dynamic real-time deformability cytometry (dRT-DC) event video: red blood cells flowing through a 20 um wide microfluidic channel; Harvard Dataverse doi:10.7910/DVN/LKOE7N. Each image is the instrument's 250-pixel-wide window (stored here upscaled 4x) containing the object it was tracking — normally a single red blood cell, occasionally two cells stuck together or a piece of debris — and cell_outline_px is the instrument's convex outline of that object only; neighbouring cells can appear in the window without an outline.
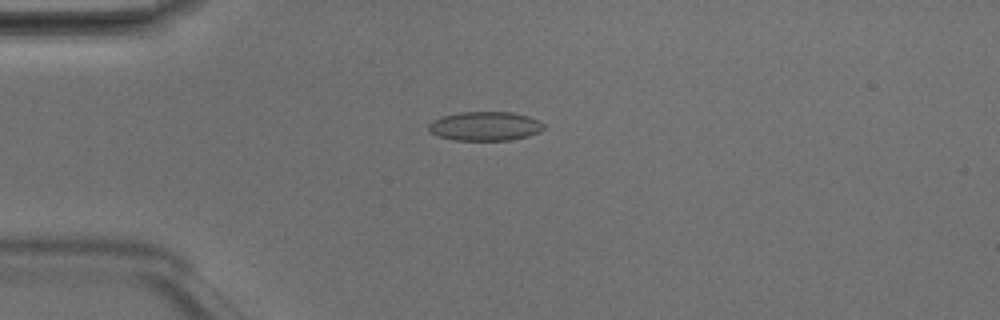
{"species": "Egyptian fruit bat (a non-hibernating species)", "species_latin": "Rousettus aegyptiacus", "temperature_condition": "room temperature", "stored_images_in_passage": 5, "camera_frame_rate_fps": 3000, "um_per_image_px": 0.085, "animal": {"sex": "male"}, "frame": {"image": 1, "passage_image": 3, "time_ms": 0.667, "image_size_px": [1000, 320], "cell_outline_px": [[544, 128], [528, 136], [512, 140], [452, 140], [440, 136], [432, 132], [428, 128], [428, 124], [432, 120], [444, 116], [460, 112], [512, 112], [528, 116], [544, 124]], "centroid_in_image_um": [41.22, 10.72], "position_along_channel_um": 43.8, "area_um2": 19.31}}